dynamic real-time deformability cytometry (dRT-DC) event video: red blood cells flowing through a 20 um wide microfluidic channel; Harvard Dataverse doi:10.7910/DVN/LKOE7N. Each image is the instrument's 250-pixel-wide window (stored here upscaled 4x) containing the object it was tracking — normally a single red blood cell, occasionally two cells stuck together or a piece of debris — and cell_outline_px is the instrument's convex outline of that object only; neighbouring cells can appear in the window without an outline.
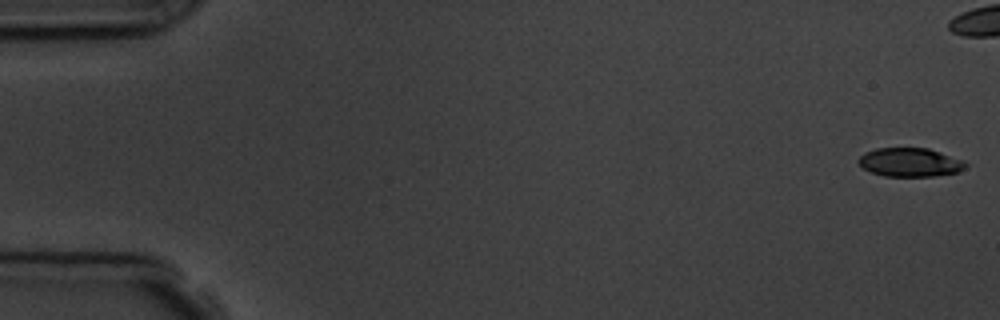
{"species": "common noctule bat (a hibernating species)", "species_latin": "Nyctalus noctula", "temperature_condition": "room temperature", "stored_images_in_passage": 6, "camera_frame_rate_fps": 3000, "um_per_image_px": 0.085, "animal": {"sex": "male", "body_mass_g": 19.5, "forearm_length_mm": 54.6}, "frame": {"image": 1, "passage_image": 1, "time_ms": 0.0, "image_size_px": [1000, 320], "cell_outline_px": [[968, 164], [964, 168], [956, 172], [936, 176], [884, 176], [872, 172], [864, 168], [856, 160], [864, 152], [876, 148], [928, 148], [964, 160]], "centroid_in_image_um": [77.34, 13.79], "position_along_channel_um": 7.7, "area_um2": 17.92}}